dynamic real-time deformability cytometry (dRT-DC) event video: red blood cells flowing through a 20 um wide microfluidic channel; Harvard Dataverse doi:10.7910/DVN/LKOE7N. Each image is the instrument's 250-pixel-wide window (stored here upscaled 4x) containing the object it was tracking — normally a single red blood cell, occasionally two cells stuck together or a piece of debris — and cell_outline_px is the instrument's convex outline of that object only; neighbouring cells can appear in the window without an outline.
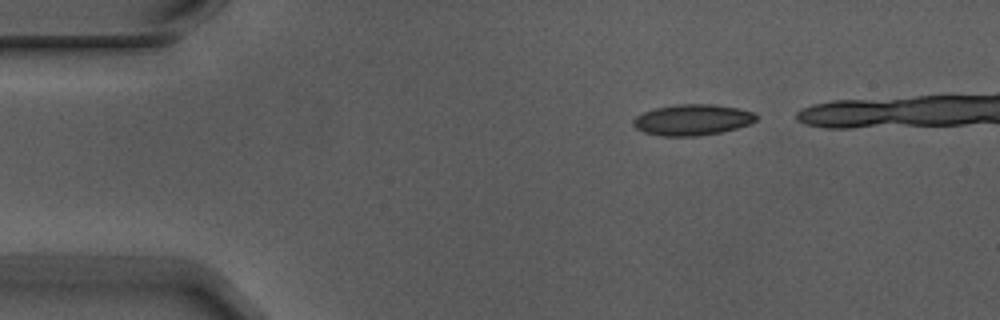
{"species": "Egyptian fruit bat (a non-hibernating species)", "species_latin": "Rousettus aegyptiacus", "temperature_condition": "warm", "stored_images_in_passage": 3, "camera_frame_rate_fps": 3000, "um_per_image_px": 0.085, "animal": {"sex": "male"}, "frame": {"image": 1, "passage_image": 3, "time_ms": 0.667, "image_size_px": [1000, 320], "cell_outline_px": [[756, 120], [748, 124], [736, 128], [720, 132], [696, 136], [660, 136], [644, 132], [636, 128], [632, 124], [632, 120], [636, 116], [644, 112], [656, 108], [676, 104], [716, 104], [736, 108], [752, 112], [756, 116]], "centroid_in_image_um": [58.81, 10.18], "position_along_channel_um": 26.2, "area_um2": 22.02}}